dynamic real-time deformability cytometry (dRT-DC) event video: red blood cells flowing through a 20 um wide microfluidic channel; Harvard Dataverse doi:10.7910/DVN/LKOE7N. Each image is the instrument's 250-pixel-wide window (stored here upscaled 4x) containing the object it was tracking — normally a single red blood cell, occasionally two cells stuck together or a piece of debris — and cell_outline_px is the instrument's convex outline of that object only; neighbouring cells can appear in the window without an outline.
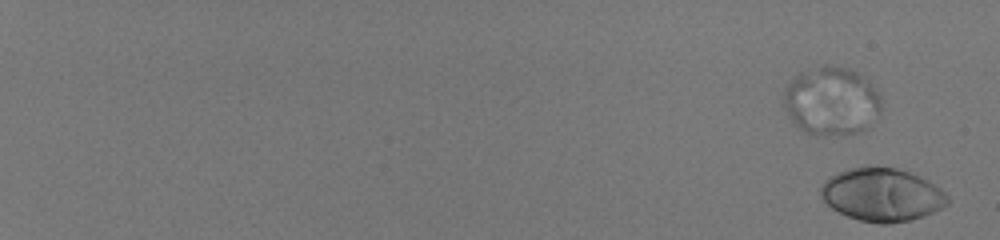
{"species": "human", "species_latin": "Homo sapiens", "temperature_condition": "room temperature", "stored_images_in_passage": 47, "camera_frame_rate_fps": 3000, "um_per_image_px": 0.085, "donor": {"sex": "male"}, "frame": {"image": 1, "passage_image": 1, "time_ms": 0.0, "image_size_px": [1000, 240], "cell_outline_px": [[948, 204], [924, 216], [908, 220], [888, 224], [880, 224], [860, 220], [848, 216], [832, 208], [820, 196], [820, 188], [832, 176], [848, 168], [896, 168], [908, 172], [940, 188], [948, 196]], "centroid_in_image_um": [74.97, 16.58], "position_along_channel_um": 10.0, "area_um2": 38.26}}
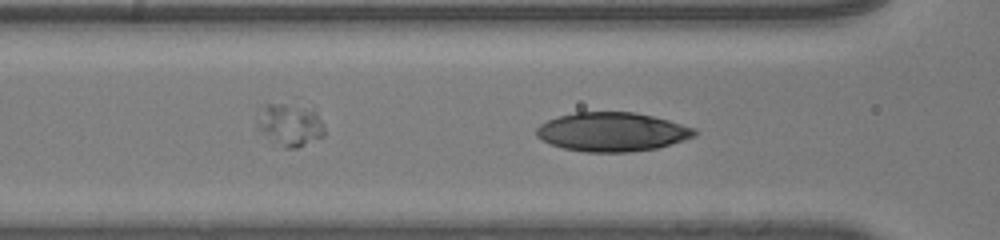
{"frame": {"image": 2, "passage_image": 30, "time_ms": 9.667, "image_size_px": [1000, 240], "cell_outline_px": [[700, 132], [696, 136], [672, 144], [656, 148], [632, 152], [584, 152], [564, 148], [552, 144], [536, 136], [536, 128], [540, 124], [556, 116], [576, 112], [636, 112], [668, 120], [696, 128]], "centroid_in_image_um": [52.06, 11.21], "position_along_channel_um": 114.5, "area_um2": 36.07}}
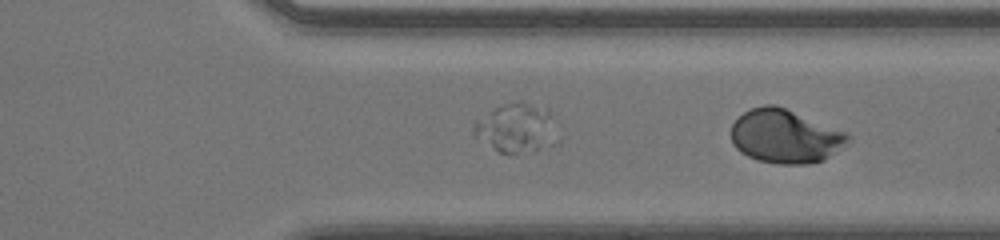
{"frame": {"image": 3, "passage_image": 47, "time_ms": 15.333, "image_size_px": [1000, 240], "cell_outline_px": [[852, 136], [848, 140], [824, 160], [808, 164], [776, 164], [756, 160], [740, 152], [732, 144], [732, 124], [744, 112], [752, 108], [764, 104], [776, 104], [848, 132]], "centroid_in_image_um": [66.72, 11.58], "position_along_channel_um": 344.7, "area_um2": 36.59}}